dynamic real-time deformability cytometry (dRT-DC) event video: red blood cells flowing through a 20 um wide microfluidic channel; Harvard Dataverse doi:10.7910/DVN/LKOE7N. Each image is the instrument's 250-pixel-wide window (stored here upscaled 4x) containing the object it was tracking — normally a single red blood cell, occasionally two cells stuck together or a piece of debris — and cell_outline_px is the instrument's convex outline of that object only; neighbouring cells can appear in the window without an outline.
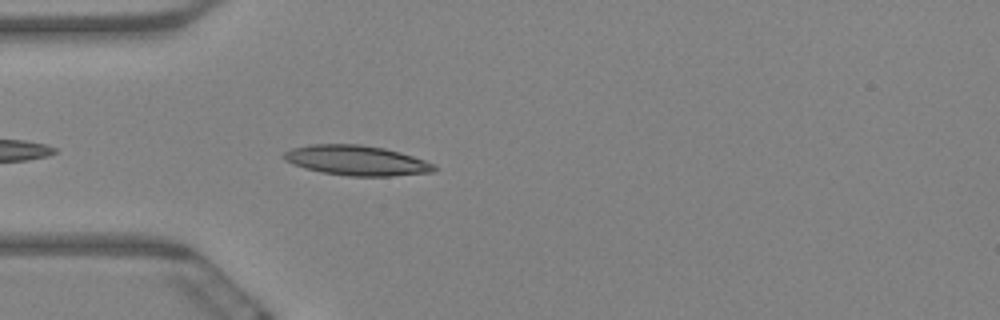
{"species": "Egyptian fruit bat (a non-hibernating species)", "species_latin": "Rousettus aegyptiacus", "temperature_condition": "warm", "stored_images_in_passage": 47, "camera_frame_rate_fps": 3000, "um_per_image_px": 0.085, "animal": {"sex": "female"}, "frame": {"image": 1, "passage_image": 4, "time_ms": 1.0, "image_size_px": [1000, 320], "cell_outline_px": [[440, 168], [432, 172], [392, 176], [348, 176], [320, 172], [304, 168], [292, 164], [284, 160], [280, 156], [284, 152], [292, 148], [308, 144], [360, 144], [384, 148], [400, 152], [436, 164]], "centroid_in_image_um": [30.29, 13.64], "position_along_channel_um": 54.7, "area_um2": 26.59}}
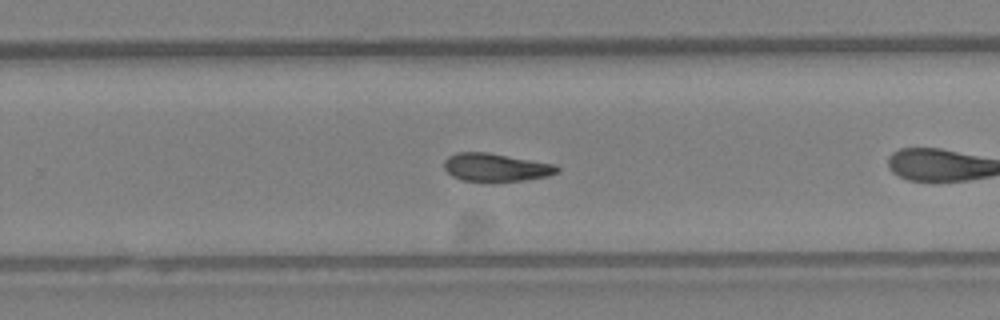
{"frame": {"image": 2, "passage_image": 23, "time_ms": 7.333, "image_size_px": [1000, 320], "cell_outline_px": [[560, 172], [548, 176], [524, 180], [464, 180], [452, 176], [444, 168], [444, 160], [448, 156], [456, 152], [488, 152], [556, 164], [560, 168]], "centroid_in_image_um": [42.18, 14.2], "position_along_channel_um": 287.6, "area_um2": 18.32}}
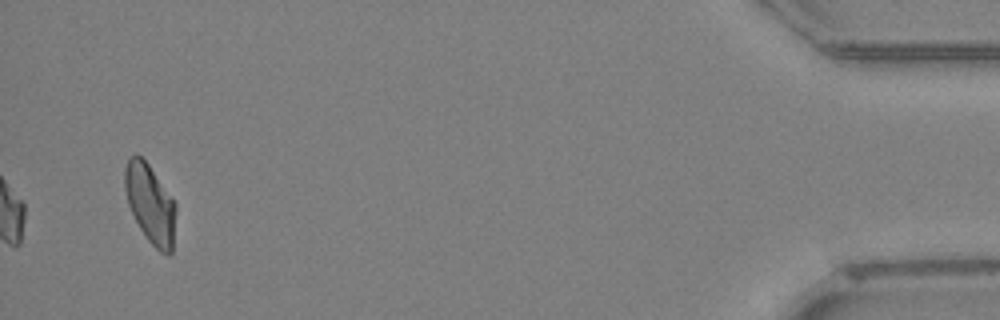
{"frame": {"image": 3, "passage_image": 47, "time_ms": 15.333, "image_size_px": [1000, 320], "cell_outline_px": [[176, 212], [172, 252], [168, 256], [160, 252], [148, 240], [140, 228], [128, 204], [124, 188], [124, 168], [128, 160], [136, 152], [148, 164], [176, 204]], "centroid_in_image_um": [12.77, 17.33], "position_along_channel_um": 422.4, "area_um2": 23.29}, "authors_computed_cell_mechanics": {"area_um2": 18.8428, "velocity_mm_per_s": 3.1811, "shape_relaxation_time_tau1_ms": null, "shape_relaxation_time_tau2_ms": 7.8812, "deformation_change_tau1": null, "deformation_change_tau2": 0.1389}}